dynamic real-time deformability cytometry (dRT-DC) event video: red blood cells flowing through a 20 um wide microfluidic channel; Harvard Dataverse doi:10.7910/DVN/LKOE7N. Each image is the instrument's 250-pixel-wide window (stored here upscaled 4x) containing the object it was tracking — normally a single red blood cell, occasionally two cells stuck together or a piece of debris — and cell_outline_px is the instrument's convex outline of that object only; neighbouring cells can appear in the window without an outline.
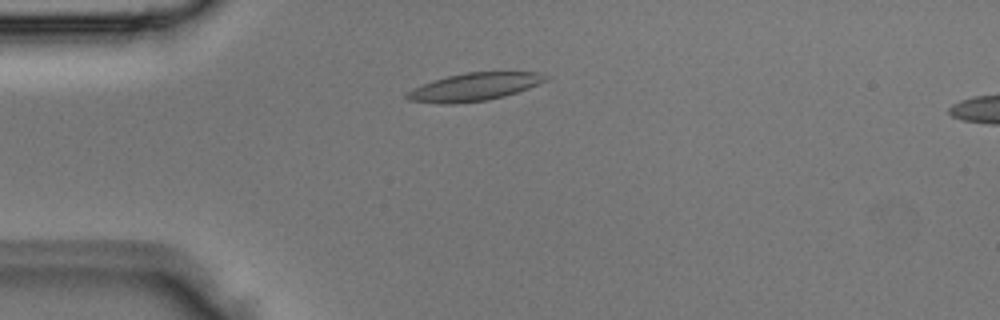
{"species": "Egyptian fruit bat (a non-hibernating species)", "species_latin": "Rousettus aegyptiacus", "temperature_condition": "room temperature", "stored_images_in_passage": 2, "camera_frame_rate_fps": 3000, "um_per_image_px": 0.085, "animal": {"sex": "male"}, "frame": {"image": 1, "passage_image": 1, "time_ms": 0.0, "image_size_px": [1000, 320], "cell_outline_px": [[548, 80], [540, 84], [504, 96], [488, 100], [456, 104], [440, 104], [408, 100], [404, 96], [408, 92], [424, 84], [448, 76], [468, 72], [540, 72], [548, 76]], "centroid_in_image_um": [40.36, 7.39], "position_along_channel_um": 44.6, "area_um2": 22.31}}
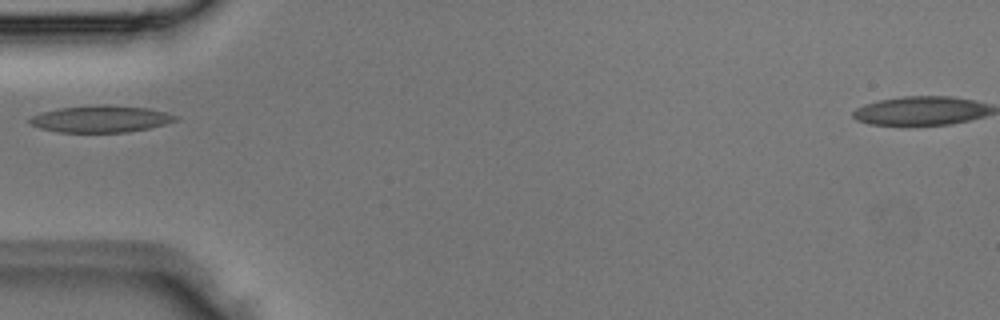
{"frame": {"image": 2, "passage_image": 2, "time_ms": 0.333, "image_size_px": [1000, 320], "cell_outline_px": [[180, 116], [176, 120], [164, 124], [148, 128], [128, 132], [60, 132], [40, 128], [32, 124], [28, 120], [32, 116], [44, 112], [60, 108], [100, 104], [108, 104], [148, 108], [168, 112]], "centroid_in_image_um": [8.62, 10.1], "position_along_channel_um": 76.4, "area_um2": 22.72}}